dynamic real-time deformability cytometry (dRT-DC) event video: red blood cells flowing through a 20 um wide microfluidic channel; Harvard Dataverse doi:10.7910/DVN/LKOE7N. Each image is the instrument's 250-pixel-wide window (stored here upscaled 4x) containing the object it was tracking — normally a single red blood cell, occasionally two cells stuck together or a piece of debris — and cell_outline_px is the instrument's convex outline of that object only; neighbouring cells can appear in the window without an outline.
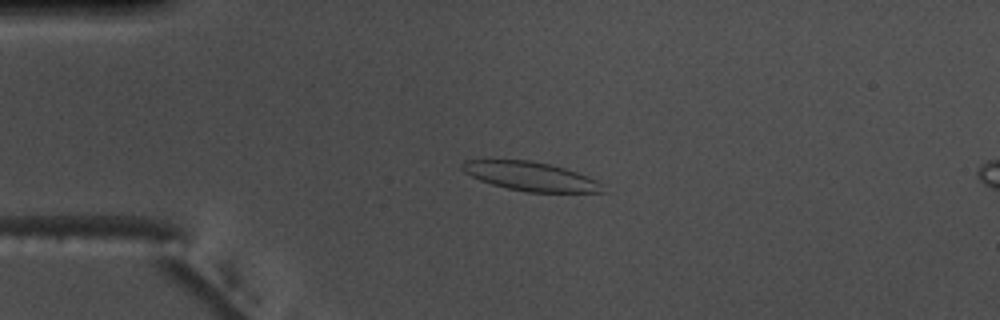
{"species": "common noctule bat (a hibernating species)", "species_latin": "Nyctalus noctula", "temperature_condition": "warm", "stored_images_in_passage": 46, "camera_frame_rate_fps": 3000, "um_per_image_px": 0.085, "animal": {"sex": "male", "body_mass_g": 17.5, "forearm_length_mm": 52.3}, "frame": {"image": 1, "passage_image": 14, "time_ms": 4.333, "image_size_px": [1000, 320], "cell_outline_px": [[604, 192], [528, 192], [508, 188], [492, 184], [480, 180], [464, 172], [460, 168], [460, 164], [464, 160], [528, 160], [548, 164], [564, 168], [576, 172], [596, 180], [600, 184]], "centroid_in_image_um": [45.04, 14.98], "position_along_channel_um": 40.0, "area_um2": 23.29}}
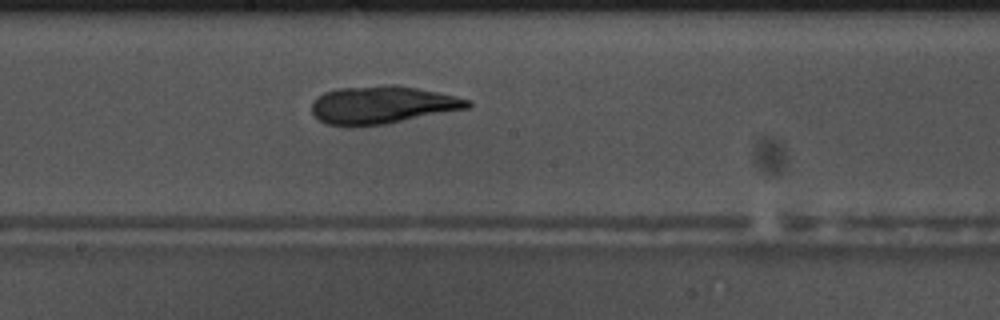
{"frame": {"image": 2, "passage_image": 30, "time_ms": 9.667, "image_size_px": [1000, 320], "cell_outline_px": [[472, 104], [468, 108], [388, 124], [356, 128], [352, 128], [324, 124], [312, 112], [312, 104], [324, 92], [340, 88], [388, 84], [392, 84], [416, 88], [456, 96], [468, 100]], "centroid_in_image_um": [32.46, 8.95], "position_along_channel_um": 215.7, "area_um2": 34.56}}
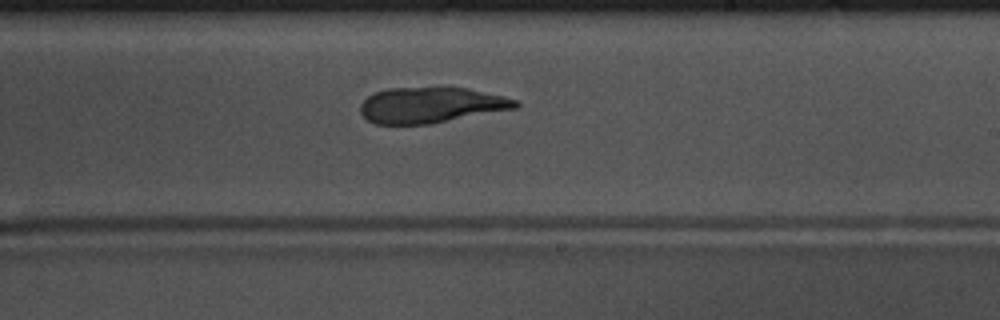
{"frame": {"image": 3, "passage_image": 33, "time_ms": 10.667, "image_size_px": [1000, 320], "cell_outline_px": [[520, 104], [516, 108], [432, 124], [376, 124], [368, 120], [360, 112], [360, 104], [368, 96], [376, 92], [388, 88], [468, 88], [504, 96], [516, 100]], "centroid_in_image_um": [36.63, 8.94], "position_along_channel_um": 252.4, "area_um2": 32.14}}